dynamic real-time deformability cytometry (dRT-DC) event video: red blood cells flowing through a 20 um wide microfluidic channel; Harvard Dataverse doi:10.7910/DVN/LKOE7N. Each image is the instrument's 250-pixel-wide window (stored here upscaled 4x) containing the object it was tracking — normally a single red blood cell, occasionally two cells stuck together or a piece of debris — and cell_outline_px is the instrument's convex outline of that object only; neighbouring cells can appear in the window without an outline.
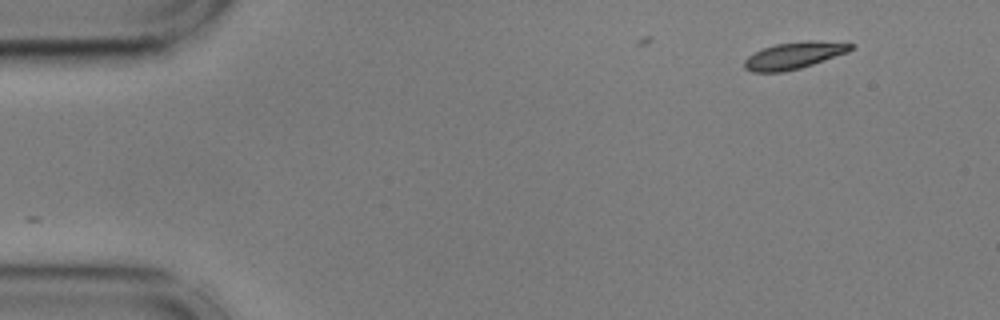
{"species": "common noctule bat (a hibernating species)", "species_latin": "Nyctalus noctula", "temperature_condition": "cold", "stored_images_in_passage": 5, "camera_frame_rate_fps": 3000, "um_per_image_px": 0.085, "animal": {"sex": "male", "body_mass_g": 17.9, "forearm_length_mm": 54.2}, "frame": {"image": 1, "passage_image": 1, "time_ms": 0.0, "image_size_px": [1000, 320], "cell_outline_px": [[856, 44], [848, 52], [800, 68], [784, 72], [752, 72], [744, 68], [744, 60], [748, 56], [764, 48], [776, 44], [808, 40], [812, 40]], "centroid_in_image_um": [67.48, 4.72], "position_along_channel_um": 17.5, "area_um2": 16.47}}